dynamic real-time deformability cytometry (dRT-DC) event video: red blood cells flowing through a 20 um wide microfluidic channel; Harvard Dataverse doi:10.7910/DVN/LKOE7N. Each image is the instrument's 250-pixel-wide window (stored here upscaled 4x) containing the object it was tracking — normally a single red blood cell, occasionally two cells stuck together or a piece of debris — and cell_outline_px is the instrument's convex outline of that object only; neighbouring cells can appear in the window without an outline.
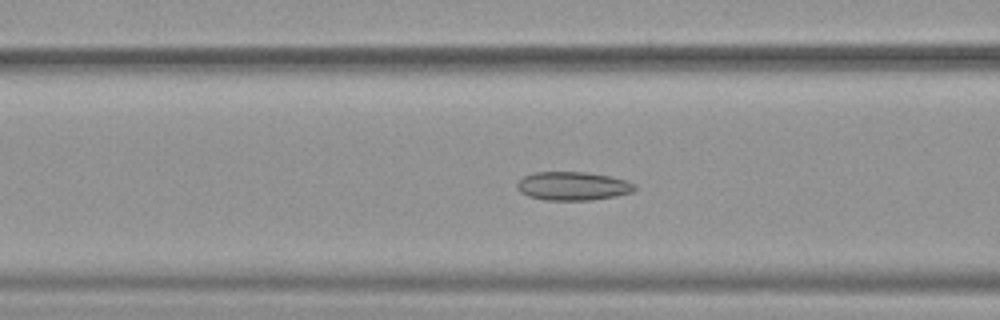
{"species": "common noctule bat (a hibernating species)", "species_latin": "Nyctalus noctula", "temperature_condition": "warm", "stored_images_in_passage": 50, "camera_frame_rate_fps": 3000, "um_per_image_px": 0.085, "animal": {"sex": "female", "body_mass_g": 19.9}, "frame": {"image": 1, "passage_image": 19, "time_ms": 6.0, "image_size_px": [1000, 320], "cell_outline_px": [[636, 188], [632, 192], [616, 196], [592, 200], [544, 200], [528, 196], [520, 192], [516, 188], [516, 184], [524, 176], [536, 172], [588, 172], [608, 176], [624, 180], [636, 184]], "centroid_in_image_um": [48.68, 15.82], "position_along_channel_um": 117.9, "area_um2": 19.59}}
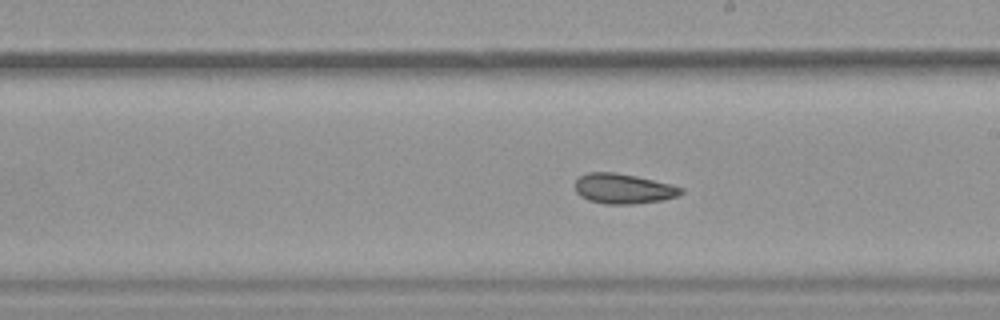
{"frame": {"image": 2, "passage_image": 28, "time_ms": 9.0, "image_size_px": [1000, 320], "cell_outline_px": [[684, 192], [676, 196], [664, 200], [632, 204], [604, 204], [588, 200], [580, 196], [576, 192], [576, 180], [580, 176], [588, 172], [616, 172], [636, 176], [672, 184], [684, 188]], "centroid_in_image_um": [53.0, 16.04], "position_along_channel_um": 236.0, "area_um2": 18.67}}
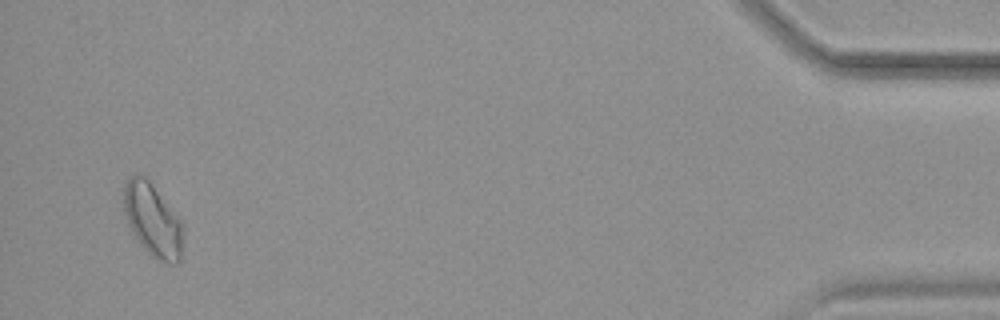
{"frame": {"image": 3, "passage_image": 48, "time_ms": 15.667, "image_size_px": [1000, 320], "cell_outline_px": [[184, 224], [180, 260], [176, 264], [168, 264], [156, 260], [140, 244], [132, 232], [124, 216], [124, 184], [132, 176], [144, 176], [152, 184]], "centroid_in_image_um": [12.99, 18.75], "position_along_channel_um": 422.2, "area_um2": 25.14}, "authors_computed_cell_mechanics": {"area_um2": 20.6057, "velocity_mm_per_s": 3.9434, "shape_relaxation_time_tau1_ms": null, "shape_relaxation_time_tau2_ms": 3.0249, "deformation_change_tau1": null, "deformation_change_tau2": 0.0857}}